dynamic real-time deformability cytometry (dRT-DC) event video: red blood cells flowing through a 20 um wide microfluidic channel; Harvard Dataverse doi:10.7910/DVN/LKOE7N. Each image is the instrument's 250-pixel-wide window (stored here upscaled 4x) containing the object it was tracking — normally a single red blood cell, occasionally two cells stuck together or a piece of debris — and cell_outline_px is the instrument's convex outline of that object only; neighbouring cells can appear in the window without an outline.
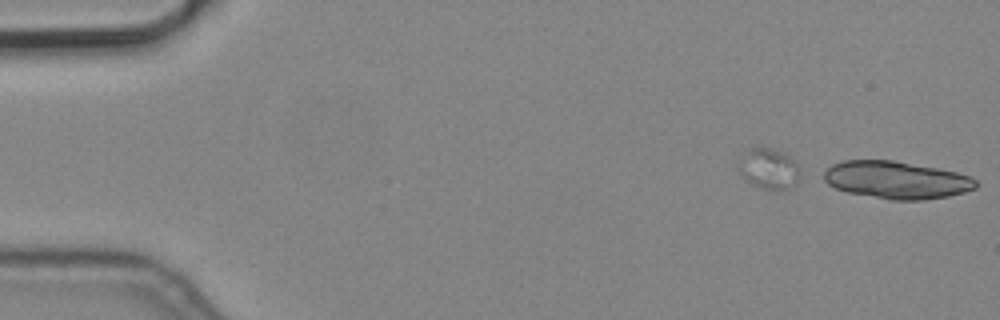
{"species": "common noctule bat (a hibernating species)", "species_latin": "Nyctalus noctula", "temperature_condition": "cold", "stored_images_in_passage": 2, "camera_frame_rate_fps": 3000, "um_per_image_px": 0.085, "animal": {"sex": "male", "body_mass_g": 19.2, "forearm_length_mm": 51.8}, "frame": {"image": 1, "passage_image": 2, "time_ms": 0.333, "image_size_px": [1000, 320], "cell_outline_px": [[976, 188], [964, 192], [948, 196], [924, 200], [892, 200], [848, 192], [836, 188], [828, 184], [824, 180], [824, 172], [832, 164], [844, 160], [892, 160], [936, 168], [956, 172], [972, 176], [976, 180]], "centroid_in_image_um": [76.2, 15.3], "position_along_channel_um": 8.8, "area_um2": 33.06}}